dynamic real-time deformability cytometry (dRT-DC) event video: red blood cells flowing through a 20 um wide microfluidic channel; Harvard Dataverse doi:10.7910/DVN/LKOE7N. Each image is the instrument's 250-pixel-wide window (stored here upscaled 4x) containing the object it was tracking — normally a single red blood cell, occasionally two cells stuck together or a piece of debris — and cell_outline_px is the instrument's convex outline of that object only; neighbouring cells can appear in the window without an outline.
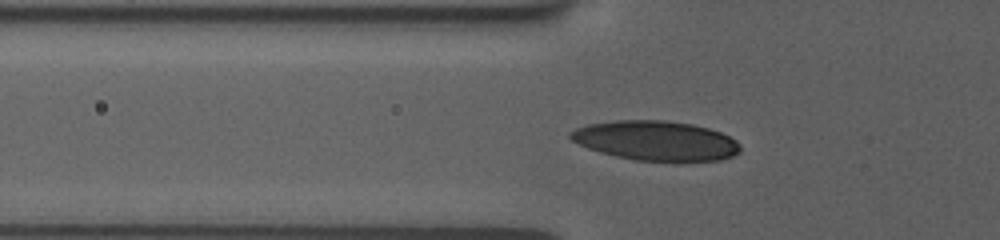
{"species": "human", "species_latin": "Homo sapiens", "temperature_condition": "room temperature", "stored_images_in_passage": 42, "camera_frame_rate_fps": 3000, "um_per_image_px": 0.085, "donor": {"sex": "female"}, "frame": {"image": 1, "passage_image": 9, "time_ms": 2.667, "image_size_px": [1000, 240], "cell_outline_px": [[740, 152], [732, 156], [720, 160], [676, 164], [636, 160], [616, 156], [600, 152], [588, 148], [572, 140], [568, 136], [568, 132], [576, 128], [588, 124], [616, 120], [664, 120], [692, 124], [708, 128], [720, 132], [736, 140], [740, 144]], "centroid_in_image_um": [55.79, 11.99], "position_along_channel_um": 70.0, "area_um2": 40.11}}
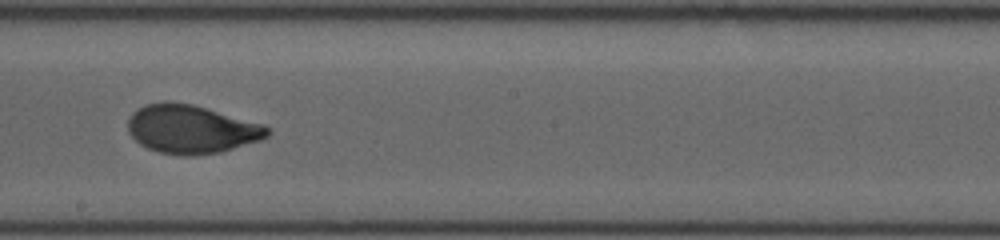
{"frame": {"image": 2, "passage_image": 22, "time_ms": 7.0, "image_size_px": [1000, 240], "cell_outline_px": [[272, 132], [268, 136], [260, 140], [220, 152], [192, 156], [180, 156], [160, 152], [148, 148], [140, 144], [128, 132], [128, 120], [132, 112], [136, 108], [144, 104], [164, 100], [192, 104], [264, 124]], "centroid_in_image_um": [16.24, 10.97], "position_along_channel_um": 232.0, "area_um2": 39.65}}
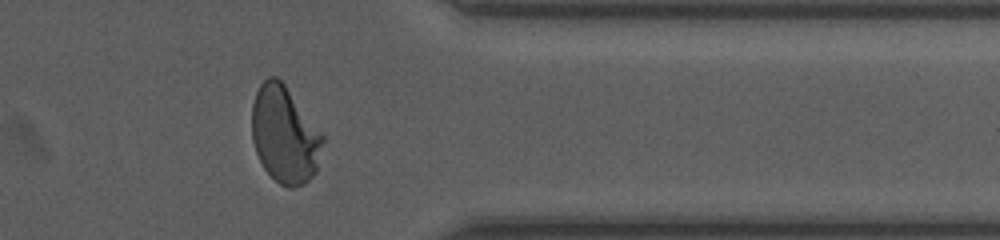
{"frame": {"image": 3, "passage_image": 35, "time_ms": 11.333, "image_size_px": [1000, 240], "cell_outline_px": [[324, 140], [316, 172], [304, 184], [292, 188], [288, 188], [280, 184], [264, 168], [256, 152], [252, 140], [252, 104], [256, 92], [260, 84], [268, 76], [276, 76], [284, 84], [324, 132]], "centroid_in_image_um": [24.22, 11.44], "position_along_channel_um": 387.2, "area_um2": 40.34}}